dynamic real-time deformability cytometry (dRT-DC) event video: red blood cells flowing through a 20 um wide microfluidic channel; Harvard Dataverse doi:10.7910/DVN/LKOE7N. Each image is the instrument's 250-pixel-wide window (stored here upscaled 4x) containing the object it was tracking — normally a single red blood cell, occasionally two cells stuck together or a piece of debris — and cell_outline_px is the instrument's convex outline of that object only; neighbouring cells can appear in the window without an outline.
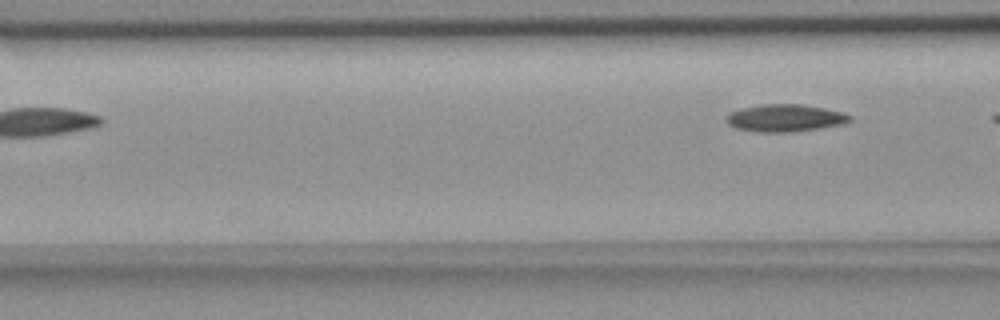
{"species": "common noctule bat (a hibernating species)", "species_latin": "Nyctalus noctula", "temperature_condition": "room temperature", "stored_images_in_passage": 5, "segment_of_instrument_passage": [2, 2], "camera_frame_rate_fps": 3000, "um_per_image_px": 0.085, "animal": {"sex": "female", "body_mass_g": 18.4}, "frame": {"image": 1, "passage_image": 5, "time_ms": 4.667, "image_size_px": [1000, 320], "cell_outline_px": [[852, 120], [844, 124], [820, 128], [788, 132], [760, 132], [736, 128], [728, 124], [724, 120], [724, 116], [728, 112], [740, 108], [760, 104], [804, 104], [844, 112], [852, 116]], "centroid_in_image_um": [66.7, 10.02], "position_along_channel_um": 99.9, "area_um2": 20.0}}